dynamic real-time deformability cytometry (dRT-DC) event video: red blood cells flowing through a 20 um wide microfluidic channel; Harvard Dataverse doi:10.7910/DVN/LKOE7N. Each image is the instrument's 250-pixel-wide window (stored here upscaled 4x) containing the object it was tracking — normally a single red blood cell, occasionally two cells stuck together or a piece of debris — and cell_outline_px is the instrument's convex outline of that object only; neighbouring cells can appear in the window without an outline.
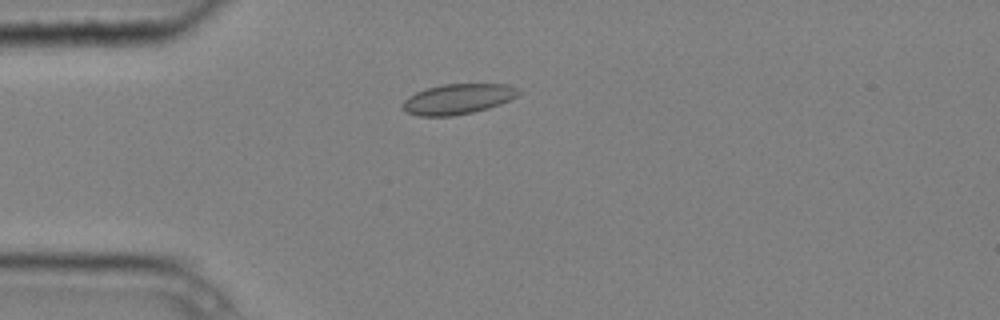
{"species": "common noctule bat (a hibernating species)", "species_latin": "Nyctalus noctula", "temperature_condition": "cold", "stored_images_in_passage": 8, "camera_frame_rate_fps": 3000, "um_per_image_px": 0.085, "animal": {"sex": "male", "body_mass_g": 20.4}, "frame": {"image": 1, "passage_image": 3, "time_ms": 0.667, "image_size_px": [1000, 320], "cell_outline_px": [[524, 92], [500, 104], [488, 108], [472, 112], [452, 116], [416, 116], [400, 108], [404, 100], [408, 96], [424, 88], [444, 84], [508, 84], [520, 88]], "centroid_in_image_um": [38.92, 8.41], "position_along_channel_um": 46.1, "area_um2": 20.69}}
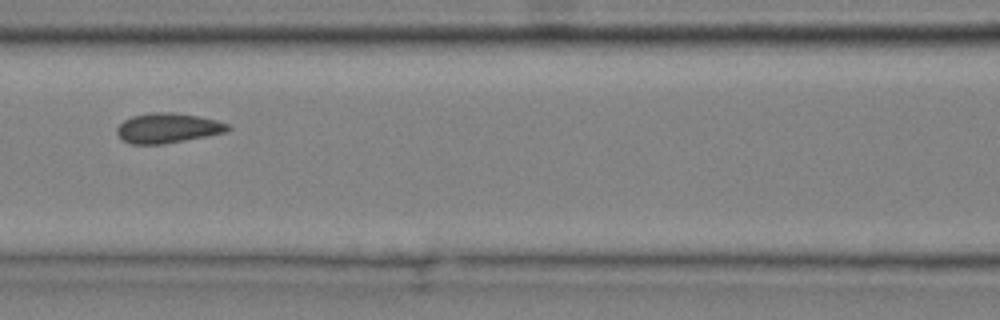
{"frame": {"image": 2, "passage_image": 6, "time_ms": 1.667, "image_size_px": [1000, 320], "cell_outline_px": [[232, 128], [228, 132], [164, 144], [132, 144], [120, 140], [116, 132], [116, 128], [124, 120], [132, 116], [152, 112], [172, 112], [196, 116], [216, 120], [228, 124]], "centroid_in_image_um": [14.24, 10.89], "position_along_channel_um": 152.4, "area_um2": 19.42}}
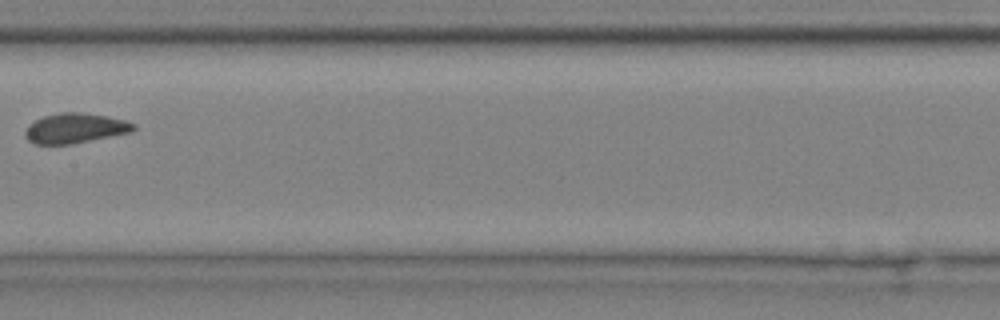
{"frame": {"image": 3, "passage_image": 7, "time_ms": 2.0, "image_size_px": [1000, 320], "cell_outline_px": [[136, 128], [132, 132], [72, 144], [32, 144], [24, 136], [24, 132], [28, 124], [44, 116], [60, 112], [80, 112], [108, 116], [124, 120], [136, 124]], "centroid_in_image_um": [6.37, 10.9], "position_along_channel_um": 201.0, "area_um2": 19.07}}